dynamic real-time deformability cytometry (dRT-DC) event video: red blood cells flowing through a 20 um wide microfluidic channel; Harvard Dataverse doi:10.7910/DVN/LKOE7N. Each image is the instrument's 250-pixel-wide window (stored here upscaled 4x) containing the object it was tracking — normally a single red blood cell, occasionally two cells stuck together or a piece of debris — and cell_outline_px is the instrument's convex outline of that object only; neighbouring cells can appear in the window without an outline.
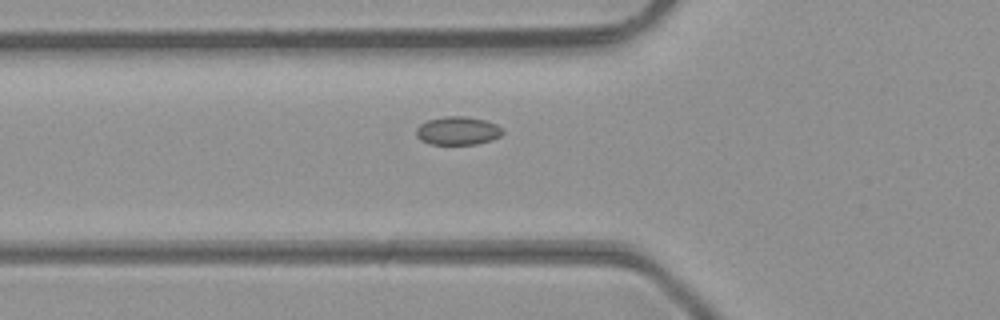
{"species": "common noctule bat (a hibernating species)", "species_latin": "Nyctalus noctula", "temperature_condition": "room temperature", "stored_images_in_passage": 31, "camera_frame_rate_fps": 3000, "um_per_image_px": 0.085, "animal": {"sex": "male", "body_mass_g": 23.1, "forearm_length_mm": 52.7}, "frame": {"image": 1, "passage_image": 4, "time_ms": 1.0, "image_size_px": [1000, 320], "cell_outline_px": [[504, 132], [500, 136], [492, 140], [476, 144], [432, 144], [420, 140], [416, 136], [416, 128], [420, 124], [428, 120], [444, 116], [468, 116], [488, 120], [496, 124]], "centroid_in_image_um": [38.91, 11.1], "position_along_channel_um": 86.9, "area_um2": 14.39}}
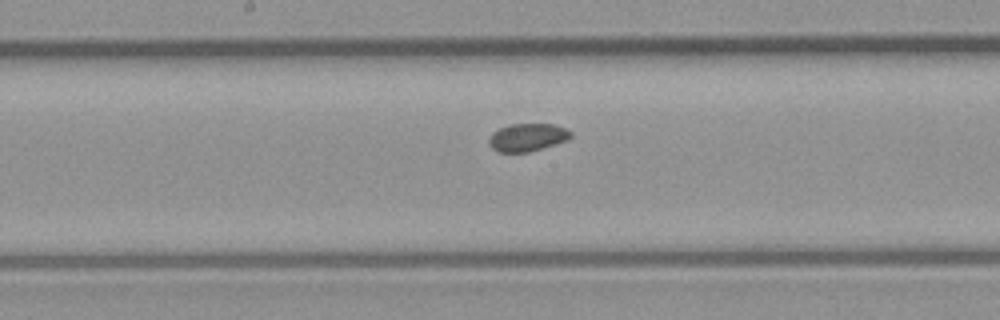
{"frame": {"image": 2, "passage_image": 12, "time_ms": 3.667, "image_size_px": [1000, 320], "cell_outline_px": [[572, 136], [568, 140], [528, 152], [496, 152], [488, 144], [488, 140], [492, 132], [508, 124], [552, 124], [564, 128], [572, 132]], "centroid_in_image_um": [44.8, 11.67], "position_along_channel_um": 203.4, "area_um2": 13.29}}
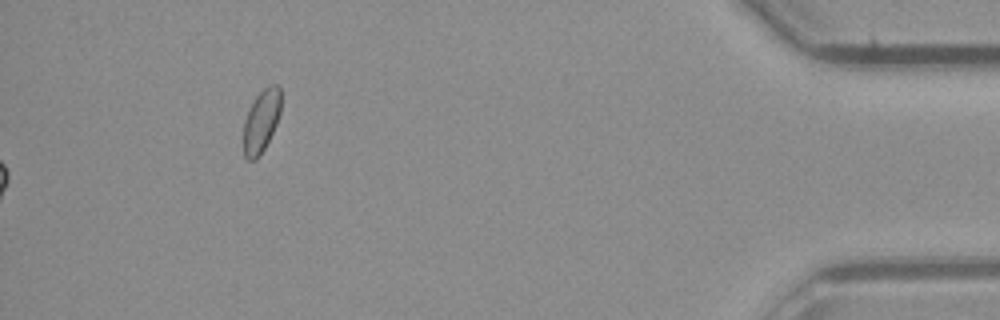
{"frame": {"image": 3, "passage_image": 31, "time_ms": 10.0, "image_size_px": [1000, 320], "cell_outline_px": [[280, 112], [276, 124], [260, 156], [256, 160], [248, 160], [244, 156], [244, 120], [256, 96], [268, 84], [280, 84]], "centroid_in_image_um": [22.21, 10.28], "position_along_channel_um": 413.0, "area_um2": 13.53}, "authors_computed_cell_mechanics": {"area_um2": 13.9876, "velocity_mm_per_s": 4.3382, "shape_relaxation_time_tau1_ms": null, "shape_relaxation_time_tau2_ms": 4.8601, "deformation_change_tau1": null, "deformation_change_tau2": 0.0706}}